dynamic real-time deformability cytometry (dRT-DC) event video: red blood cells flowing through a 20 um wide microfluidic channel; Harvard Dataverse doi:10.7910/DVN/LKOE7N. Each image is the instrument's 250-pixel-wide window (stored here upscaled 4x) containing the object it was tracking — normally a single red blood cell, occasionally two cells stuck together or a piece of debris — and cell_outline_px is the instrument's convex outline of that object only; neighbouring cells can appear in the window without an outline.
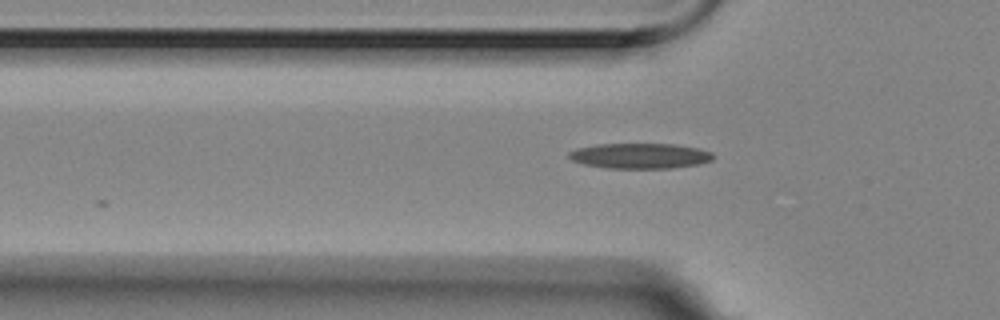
{"species": "Egyptian fruit bat (a non-hibernating species)", "species_latin": "Rousettus aegyptiacus", "temperature_condition": "room temperature", "stored_images_in_passage": 5, "camera_frame_rate_fps": 3000, "um_per_image_px": 0.085, "animal": {"sex": "female"}, "frame": {"image": 1, "passage_image": 5, "time_ms": 1.333, "image_size_px": [1000, 320], "cell_outline_px": [[716, 156], [712, 160], [700, 164], [672, 168], [604, 168], [584, 164], [572, 160], [568, 156], [568, 152], [576, 148], [596, 144], [676, 144], [700, 148], [712, 152]], "centroid_in_image_um": [54.43, 13.24], "position_along_channel_um": 71.4, "area_um2": 21.56}}